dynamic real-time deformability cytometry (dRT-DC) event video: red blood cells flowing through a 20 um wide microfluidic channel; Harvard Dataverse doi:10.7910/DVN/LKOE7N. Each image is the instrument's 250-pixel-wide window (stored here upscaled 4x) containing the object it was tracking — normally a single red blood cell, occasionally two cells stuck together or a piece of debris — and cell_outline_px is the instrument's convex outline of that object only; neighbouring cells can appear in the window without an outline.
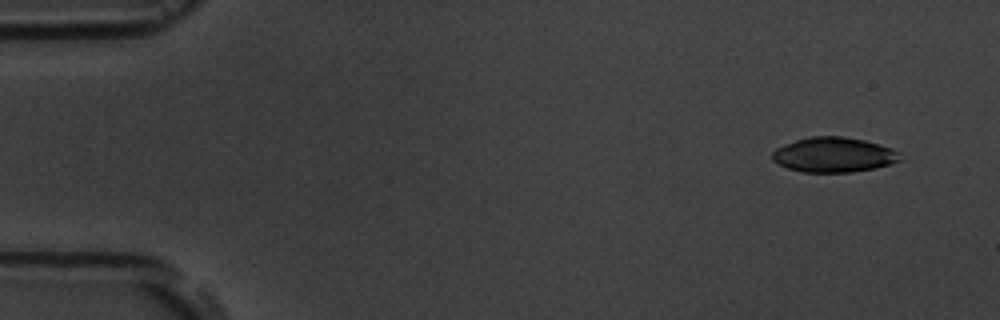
{"species": "common noctule bat (a hibernating species)", "species_latin": "Nyctalus noctula", "temperature_condition": "room temperature", "stored_images_in_passage": 5, "camera_frame_rate_fps": 3000, "um_per_image_px": 0.085, "animal": {"sex": "male", "body_mass_g": 19.5, "forearm_length_mm": 54.6}, "frame": {"image": 1, "passage_image": 1, "time_ms": 0.0, "image_size_px": [1000, 320], "cell_outline_px": [[900, 160], [876, 168], [852, 172], [804, 172], [788, 168], [772, 160], [772, 152], [776, 148], [784, 144], [808, 136], [844, 136], [864, 140], [880, 144], [892, 148], [900, 152]], "centroid_in_image_um": [70.87, 13.14], "position_along_channel_um": 14.1, "area_um2": 26.07}}
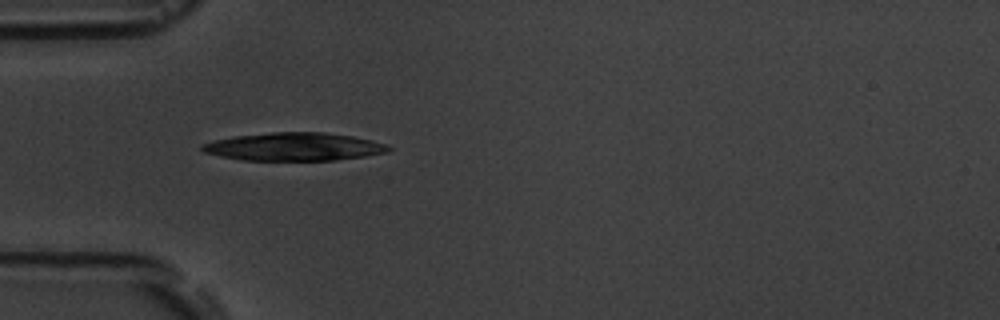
{"frame": {"image": 2, "passage_image": 4, "time_ms": 4.333, "image_size_px": [1000, 320], "cell_outline_px": [[392, 148], [388, 152], [364, 156], [336, 160], [240, 160], [220, 156], [204, 152], [200, 148], [200, 144], [232, 136], [272, 132], [324, 132], [352, 136], [372, 140], [388, 144]], "centroid_in_image_um": [24.99, 12.47], "position_along_channel_um": 60.0, "area_um2": 30.58}}